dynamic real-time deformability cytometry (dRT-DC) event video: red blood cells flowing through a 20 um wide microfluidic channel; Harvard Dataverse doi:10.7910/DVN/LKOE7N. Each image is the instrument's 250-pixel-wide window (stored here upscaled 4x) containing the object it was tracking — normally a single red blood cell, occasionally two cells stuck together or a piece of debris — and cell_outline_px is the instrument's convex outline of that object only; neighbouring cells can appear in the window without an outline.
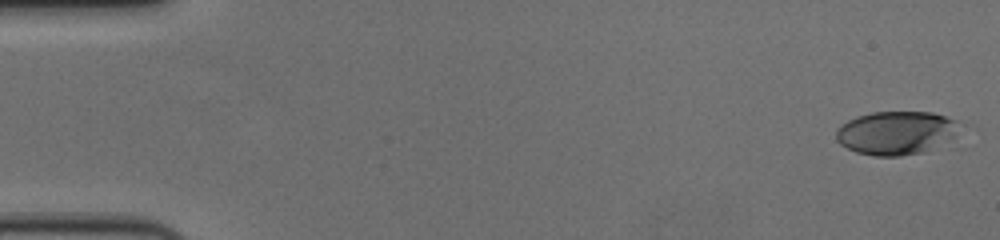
{"species": "human", "species_latin": "Homo sapiens", "temperature_condition": "cold", "stored_images_in_passage": 57, "camera_frame_rate_fps": 3000, "um_per_image_px": 0.085, "donor": {"sex": "female"}, "frame": {"image": 1, "passage_image": 1, "time_ms": 0.0, "image_size_px": [1000, 240], "cell_outline_px": [[956, 136], [924, 152], [900, 156], [876, 156], [856, 152], [840, 144], [836, 140], [836, 128], [840, 124], [856, 116], [872, 112], [932, 112], [956, 120]], "centroid_in_image_um": [76.11, 11.29], "position_along_channel_um": 8.9, "area_um2": 31.15}}
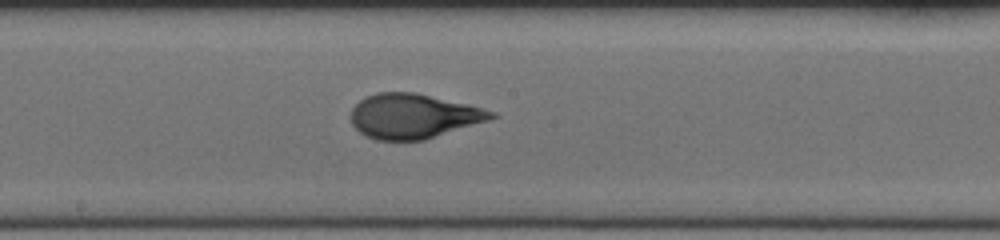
{"frame": {"image": 2, "passage_image": 31, "time_ms": 10.0, "image_size_px": [1000, 240], "cell_outline_px": [[500, 116], [488, 120], [424, 140], [376, 140], [360, 132], [352, 124], [352, 108], [364, 96], [376, 92], [416, 92], [468, 104], [496, 112]], "centroid_in_image_um": [35.14, 9.85], "position_along_channel_um": 213.1, "area_um2": 36.47}}
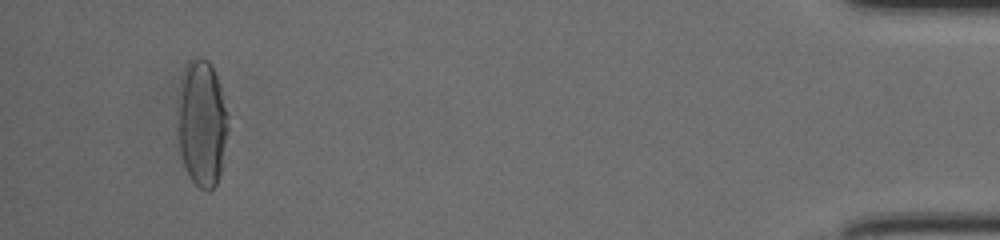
{"frame": {"image": 3, "passage_image": 54, "time_ms": 17.667, "image_size_px": [1000, 240], "cell_outline_px": [[228, 132], [220, 172], [216, 184], [208, 192], [200, 188], [192, 180], [184, 164], [180, 152], [176, 128], [180, 92], [184, 68], [188, 60], [196, 56], [208, 60], [216, 76], [220, 88], [228, 116]], "centroid_in_image_um": [17.15, 10.48], "position_along_channel_um": 418.0, "area_um2": 37.05}, "authors_computed_cell_mechanics": {"area_um2": 35.8938, "velocity_mm_per_s": 3.6303, "shape_relaxation_time_tau1_ms": 4.7324, "shape_relaxation_time_tau2_ms": 0.722, "deformation_change_tau1": 0.2206, "deformation_change_tau2": 0.0672}}